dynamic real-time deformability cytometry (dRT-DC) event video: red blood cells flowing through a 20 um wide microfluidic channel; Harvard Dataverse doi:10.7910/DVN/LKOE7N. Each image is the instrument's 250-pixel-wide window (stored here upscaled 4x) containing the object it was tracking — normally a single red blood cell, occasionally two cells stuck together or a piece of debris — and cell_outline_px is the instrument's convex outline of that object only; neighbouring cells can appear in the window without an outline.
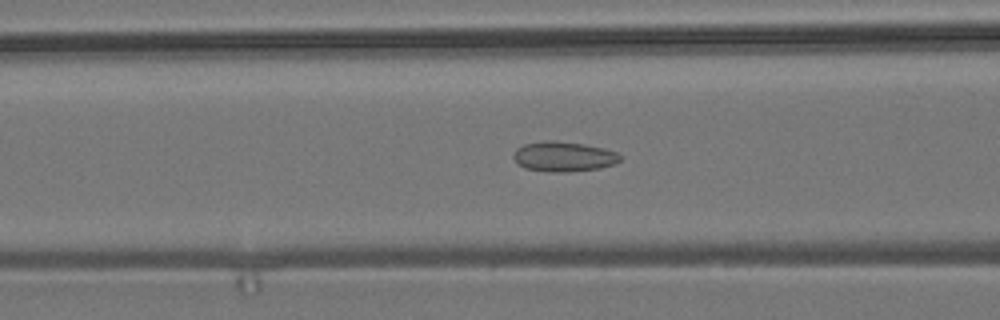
{"species": "common noctule bat (a hibernating species)", "species_latin": "Nyctalus noctula", "temperature_condition": "room temperature", "stored_images_in_passage": 56, "camera_frame_rate_fps": 3000, "um_per_image_px": 0.085, "animal": {"sex": "male", "body_mass_g": 19.2, "forearm_length_mm": 51.8}, "frame": {"image": 1, "passage_image": 22, "time_ms": 7.0, "image_size_px": [1000, 320], "cell_outline_px": [[620, 160], [612, 164], [600, 168], [568, 172], [548, 172], [524, 168], [512, 156], [516, 148], [524, 144], [544, 140], [556, 140], [584, 144], [604, 148], [616, 152], [620, 156]], "centroid_in_image_um": [47.88, 13.3], "position_along_channel_um": 118.7, "area_um2": 18.67}}
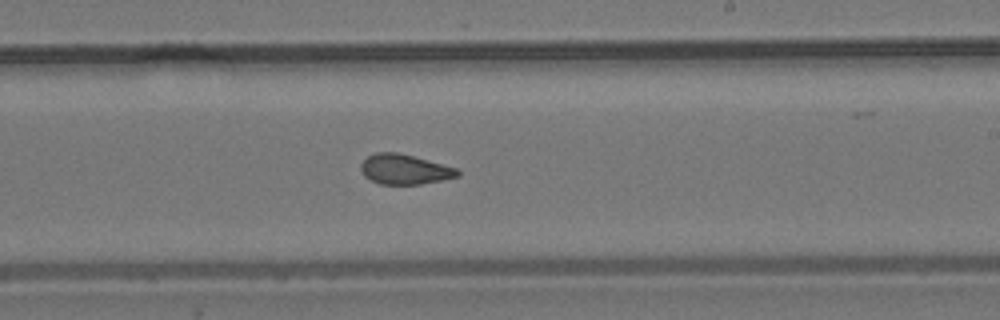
{"frame": {"image": 2, "passage_image": 33, "time_ms": 10.667, "image_size_px": [1000, 320], "cell_outline_px": [[460, 176], [420, 184], [380, 184], [364, 176], [360, 168], [360, 164], [368, 156], [376, 152], [396, 152], [412, 156], [456, 168], [460, 172]], "centroid_in_image_um": [34.36, 14.39], "position_along_channel_um": 254.6, "area_um2": 16.65}}
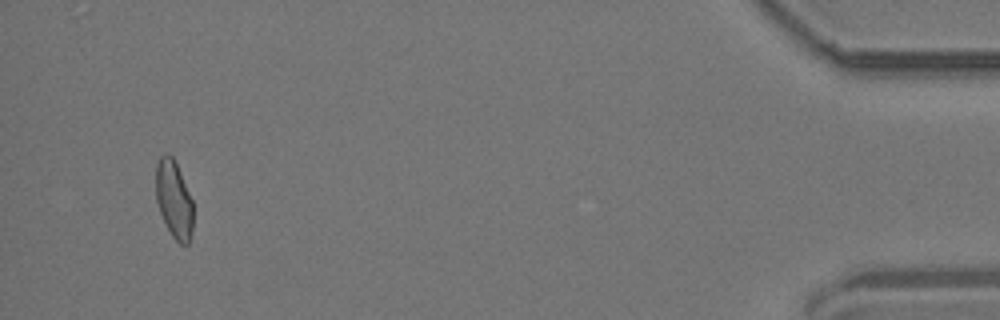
{"frame": {"image": 3, "passage_image": 53, "time_ms": 17.333, "image_size_px": [1000, 320], "cell_outline_px": [[192, 232], [188, 244], [180, 244], [172, 236], [160, 212], [156, 200], [156, 164], [160, 156], [164, 152], [168, 152], [172, 156], [180, 172], [192, 200]], "centroid_in_image_um": [14.77, 16.92], "position_along_channel_um": 420.4, "area_um2": 16.7}, "authors_computed_cell_mechanics": {"area_um2": 17.6001, "velocity_mm_per_s": 3.7041, "shape_relaxation_time_tau1_ms": null, "shape_relaxation_time_tau2_ms": 1.7869, "deformation_change_tau1": null, "deformation_change_tau2": 0.0662}}